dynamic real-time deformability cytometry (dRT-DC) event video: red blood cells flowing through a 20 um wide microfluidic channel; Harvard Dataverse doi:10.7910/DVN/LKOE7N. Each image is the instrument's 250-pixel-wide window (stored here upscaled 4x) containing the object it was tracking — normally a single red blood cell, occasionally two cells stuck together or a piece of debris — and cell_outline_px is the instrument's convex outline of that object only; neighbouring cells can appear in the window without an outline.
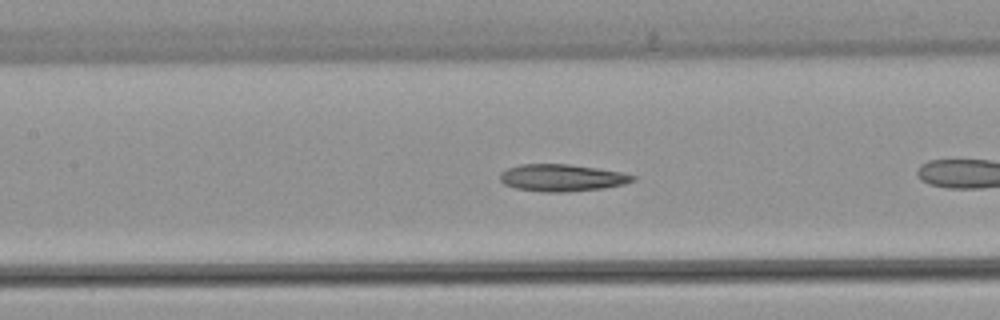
{"species": "common noctule bat (a hibernating species)", "species_latin": "Nyctalus noctula", "temperature_condition": "warm", "stored_images_in_passage": 25, "camera_frame_rate_fps": 3000, "um_per_image_px": 0.085, "animal": {"sex": "female", "body_mass_g": 22.7, "forearm_length_mm": 54.2}, "frame": {"image": 1, "passage_image": 8, "time_ms": 2.333, "image_size_px": [1000, 320], "cell_outline_px": [[636, 180], [624, 184], [604, 188], [564, 192], [544, 192], [516, 188], [504, 184], [500, 180], [500, 172], [508, 168], [520, 164], [568, 164], [596, 168], [620, 172], [636, 176]], "centroid_in_image_um": [47.75, 15.11], "position_along_channel_um": 159.6, "area_um2": 20.87}}